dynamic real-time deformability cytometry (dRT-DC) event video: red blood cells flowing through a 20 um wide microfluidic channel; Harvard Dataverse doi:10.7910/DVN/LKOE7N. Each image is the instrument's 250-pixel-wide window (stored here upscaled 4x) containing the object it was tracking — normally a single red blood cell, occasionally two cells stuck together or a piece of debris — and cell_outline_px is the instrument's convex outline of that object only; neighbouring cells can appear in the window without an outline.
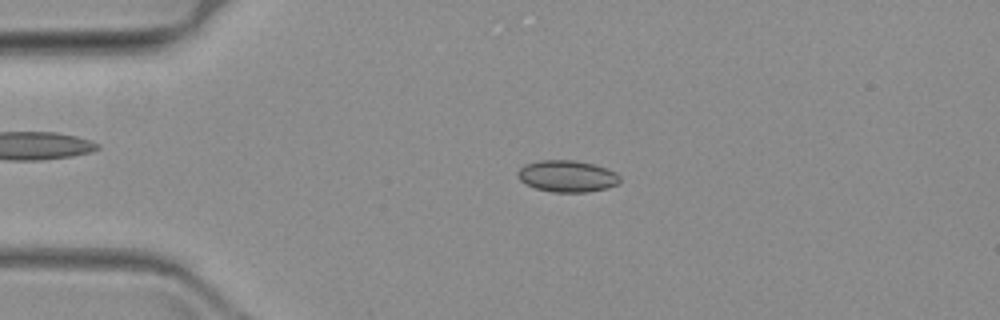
{"species": "common noctule bat (a hibernating species)", "species_latin": "Nyctalus noctula", "temperature_condition": "warm", "stored_images_in_passage": 63, "camera_frame_rate_fps": 3000, "um_per_image_px": 0.085, "animal": {"sex": "female", "body_mass_g": 19.3, "forearm_length_mm": 54.1}, "frame": {"image": 1, "passage_image": 14, "time_ms": 4.333, "image_size_px": [1000, 320], "cell_outline_px": [[620, 180], [616, 184], [608, 188], [588, 192], [552, 192], [536, 188], [520, 180], [516, 176], [516, 172], [524, 164], [540, 160], [576, 160], [608, 168], [616, 172], [620, 176]], "centroid_in_image_um": [48.21, 14.97], "position_along_channel_um": 36.8, "area_um2": 18.96}}
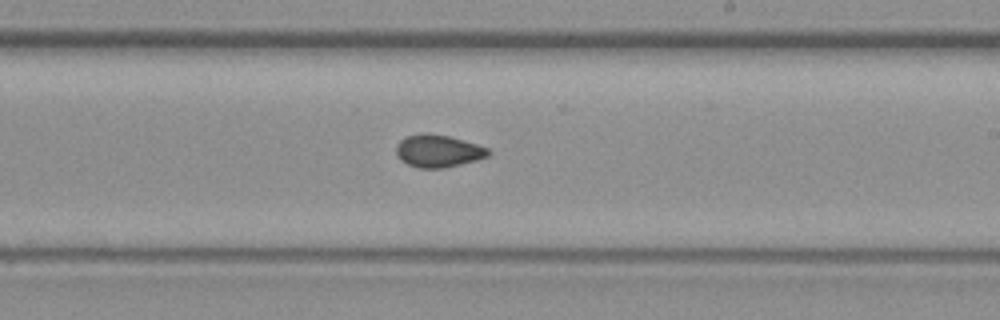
{"frame": {"image": 2, "passage_image": 37, "time_ms": 12.0, "image_size_px": [1000, 320], "cell_outline_px": [[492, 152], [488, 156], [476, 160], [444, 168], [416, 168], [400, 160], [396, 156], [396, 144], [400, 140], [408, 136], [448, 136], [476, 144], [488, 148]], "centroid_in_image_um": [37.25, 12.89], "position_along_channel_um": 251.8, "area_um2": 16.88}}
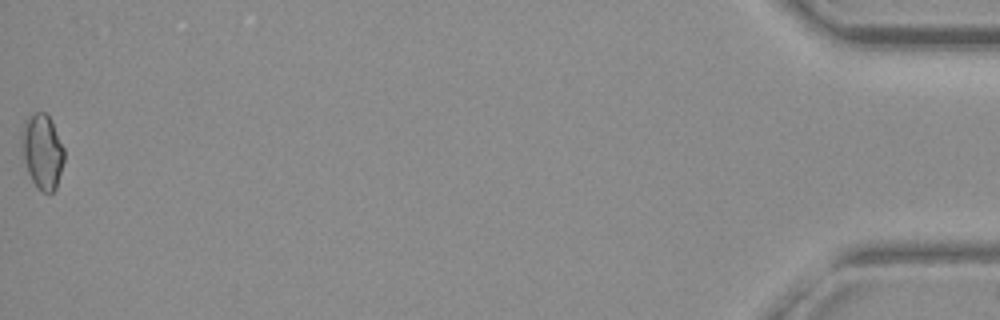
{"frame": {"image": 3, "passage_image": 63, "time_ms": 20.667, "image_size_px": [1000, 320], "cell_outline_px": [[64, 160], [56, 188], [52, 192], [44, 192], [36, 188], [28, 172], [24, 160], [20, 132], [24, 120], [28, 116], [36, 112], [44, 112], [48, 116], [64, 148]], "centroid_in_image_um": [3.58, 12.87], "position_along_channel_um": 431.6, "area_um2": 18.38}}